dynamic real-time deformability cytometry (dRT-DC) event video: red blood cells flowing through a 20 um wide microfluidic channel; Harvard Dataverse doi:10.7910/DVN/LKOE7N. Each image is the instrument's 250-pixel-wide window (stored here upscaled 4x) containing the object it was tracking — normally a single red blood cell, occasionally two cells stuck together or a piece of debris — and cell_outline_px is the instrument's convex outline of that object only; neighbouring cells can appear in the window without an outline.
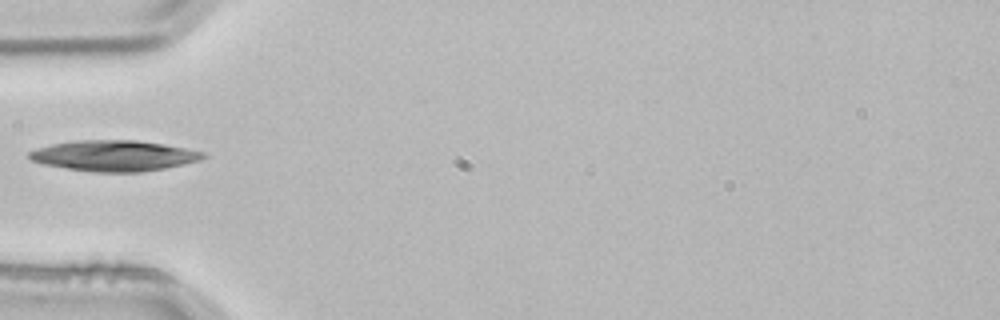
{"species": "common noctule bat (a hibernating species)", "species_latin": "Nyctalus noctula", "temperature_condition": "room temperature", "stored_images_in_passage": 8, "camera_frame_rate_fps": 3000, "um_per_image_px": 0.085, "animal": {"sex": "male", "body_mass_g": 21.5, "forearm_length_mm": 52.0}, "frame": {"image": 1, "passage_image": 1, "time_ms": 0.0, "image_size_px": [1000, 320], "cell_outline_px": [[208, 156], [200, 160], [184, 164], [164, 168], [140, 172], [92, 172], [44, 164], [32, 160], [28, 156], [28, 152], [36, 148], [52, 144], [76, 140], [136, 140], [164, 144], [204, 152]], "centroid_in_image_um": [9.7, 13.23], "position_along_channel_um": 75.3, "area_um2": 31.04}}
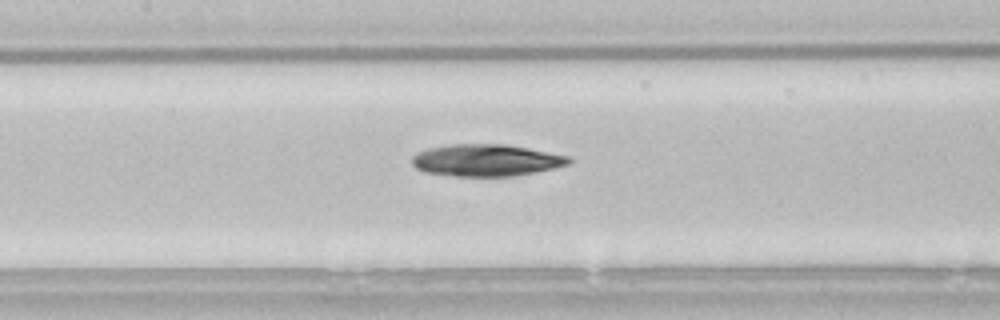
{"frame": {"image": 2, "passage_image": 8, "time_ms": 2.333, "image_size_px": [1000, 320], "cell_outline_px": [[572, 160], [568, 164], [536, 172], [512, 176], [456, 176], [424, 172], [416, 168], [412, 164], [412, 156], [428, 148], [452, 144], [508, 144], [568, 156]], "centroid_in_image_um": [41.31, 13.62], "position_along_channel_um": 166.1, "area_um2": 29.02}}